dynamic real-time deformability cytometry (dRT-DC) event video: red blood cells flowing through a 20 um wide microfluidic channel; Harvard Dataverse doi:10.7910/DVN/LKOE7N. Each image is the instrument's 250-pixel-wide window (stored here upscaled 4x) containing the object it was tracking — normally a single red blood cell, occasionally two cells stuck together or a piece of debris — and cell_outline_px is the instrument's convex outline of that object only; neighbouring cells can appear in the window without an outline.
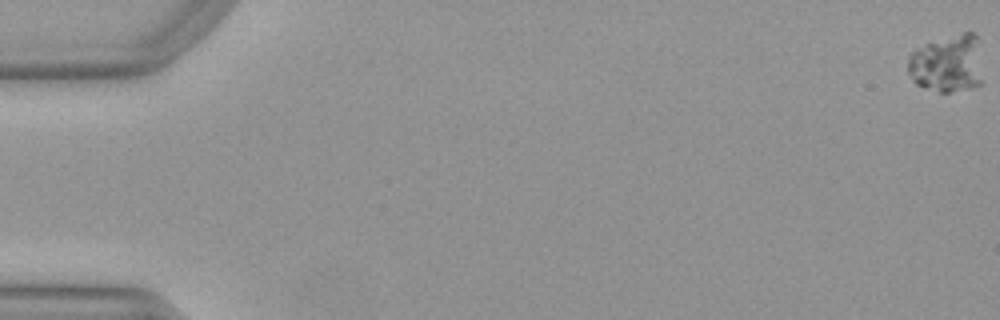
{"species": "Egyptian fruit bat (a non-hibernating species)", "species_latin": "Rousettus aegyptiacus", "temperature_condition": "warm", "stored_images_in_passage": 9, "camera_frame_rate_fps": 3000, "um_per_image_px": 0.085, "animal": {"sex": "female"}, "frame": {"image": 1, "passage_image": 1, "time_ms": 0.0, "image_size_px": [1000, 320], "cell_outline_px": [[980, 84], [968, 88], [948, 92], [940, 92], [924, 88], [916, 84], [912, 80], [908, 72], [908, 56], [916, 48], [924, 44], [964, 32], [972, 32], [976, 36], [980, 80]], "centroid_in_image_um": [80.43, 5.42], "position_along_channel_um": 4.6, "area_um2": 24.57}}